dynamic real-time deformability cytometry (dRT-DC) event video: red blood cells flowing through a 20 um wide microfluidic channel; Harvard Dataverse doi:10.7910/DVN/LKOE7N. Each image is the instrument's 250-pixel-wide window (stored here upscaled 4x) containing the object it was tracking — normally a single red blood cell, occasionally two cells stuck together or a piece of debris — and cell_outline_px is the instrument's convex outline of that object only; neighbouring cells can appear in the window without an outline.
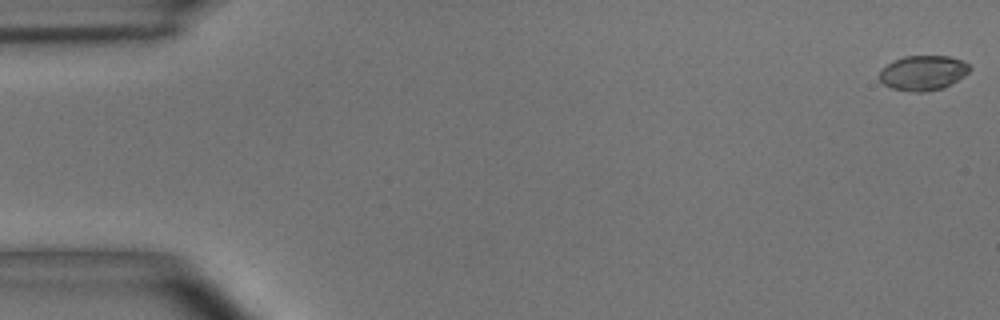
{"species": "common noctule bat (a hibernating species)", "species_latin": "Nyctalus noctula", "temperature_condition": "room temperature", "stored_images_in_passage": 8, "camera_frame_rate_fps": 3000, "um_per_image_px": 0.085, "animal": {"sex": "male", "body_mass_g": 15.6}, "frame": {"image": 1, "passage_image": 1, "time_ms": 0.0, "image_size_px": [1000, 320], "cell_outline_px": [[972, 68], [964, 76], [944, 88], [924, 92], [916, 92], [892, 88], [884, 84], [880, 80], [880, 72], [888, 64], [904, 56], [948, 56], [964, 60]], "centroid_in_image_um": [78.51, 6.19], "position_along_channel_um": 6.5, "area_um2": 18.21}}